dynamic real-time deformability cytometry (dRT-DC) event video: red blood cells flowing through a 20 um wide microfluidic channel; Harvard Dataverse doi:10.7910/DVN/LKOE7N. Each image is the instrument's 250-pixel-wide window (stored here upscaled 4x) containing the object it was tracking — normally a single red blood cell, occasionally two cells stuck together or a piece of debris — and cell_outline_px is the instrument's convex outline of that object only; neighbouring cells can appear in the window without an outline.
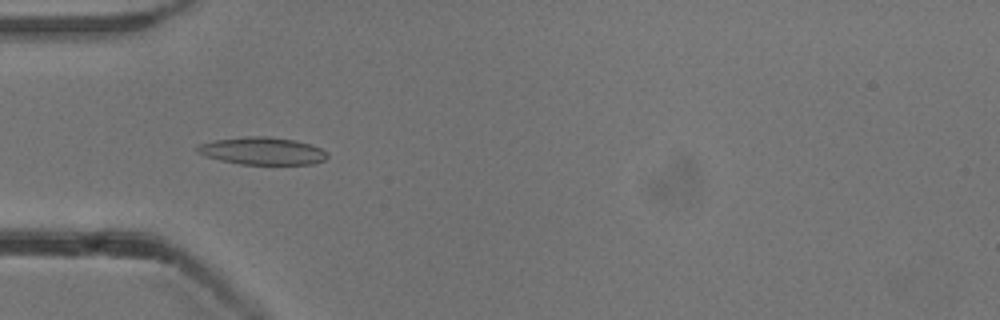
{"species": "common noctule bat (a hibernating species)", "species_latin": "Nyctalus noctula", "temperature_condition": "cold", "stored_images_in_passage": 42, "camera_frame_rate_fps": 3000, "um_per_image_px": 0.085, "animal": {"sex": "male", "body_mass_g": 13.3}, "frame": {"image": 1, "passage_image": 10, "time_ms": 3.0, "image_size_px": [1000, 320], "cell_outline_px": [[328, 156], [324, 160], [312, 164], [240, 164], [220, 160], [196, 152], [196, 148], [200, 144], [216, 140], [244, 136], [268, 136], [296, 140], [312, 144], [328, 152]], "centroid_in_image_um": [22.34, 12.82], "position_along_channel_um": 62.7, "area_um2": 20.81}}
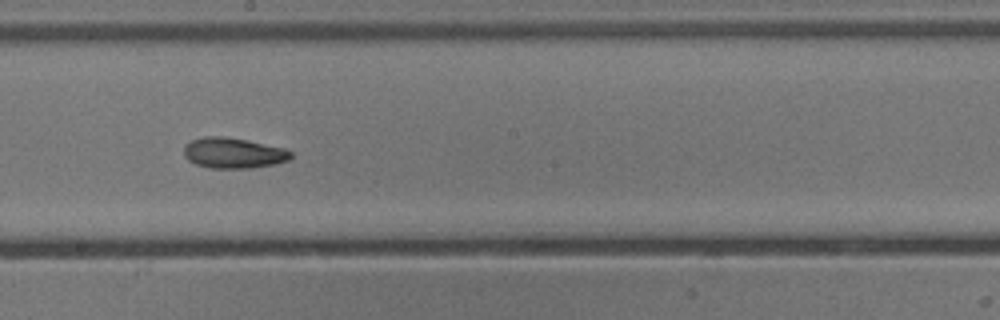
{"frame": {"image": 2, "passage_image": 23, "time_ms": 7.333, "image_size_px": [1000, 320], "cell_outline_px": [[292, 160], [276, 164], [252, 168], [212, 168], [196, 164], [188, 160], [184, 156], [184, 144], [192, 140], [204, 136], [224, 136], [248, 140], [284, 148], [292, 152]], "centroid_in_image_um": [19.86, 13.0], "position_along_channel_um": 228.3, "area_um2": 19.31}}
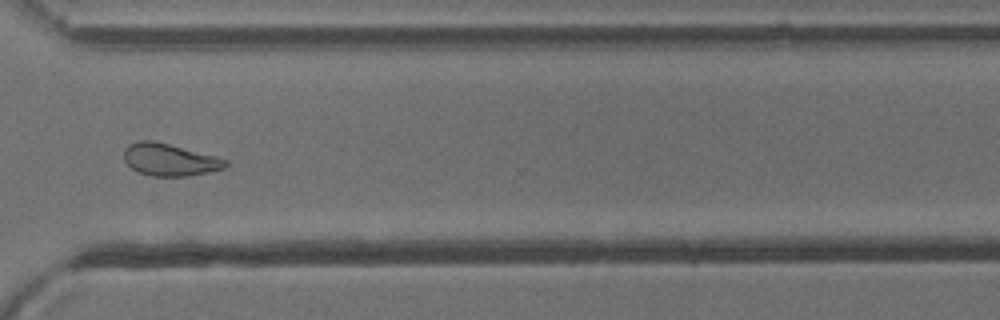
{"frame": {"image": 3, "passage_image": 33, "time_ms": 10.667, "image_size_px": [1000, 320], "cell_outline_px": [[228, 164], [224, 168], [208, 172], [188, 176], [152, 176], [140, 172], [132, 168], [124, 160], [124, 148], [128, 144], [140, 140], [152, 140], [216, 156], [228, 160]], "centroid_in_image_um": [14.41, 13.57], "position_along_channel_um": 356.2, "area_um2": 18.96}, "authors_computed_cell_mechanics": {"area_um2": 19.1029, "velocity_mm_per_s": 3.8496, "shape_relaxation_time_tau1_ms": 4.3856, "shape_relaxation_time_tau2_ms": 4.191, "deformation_change_tau1": 0.142, "deformation_change_tau2": 0.1182}}